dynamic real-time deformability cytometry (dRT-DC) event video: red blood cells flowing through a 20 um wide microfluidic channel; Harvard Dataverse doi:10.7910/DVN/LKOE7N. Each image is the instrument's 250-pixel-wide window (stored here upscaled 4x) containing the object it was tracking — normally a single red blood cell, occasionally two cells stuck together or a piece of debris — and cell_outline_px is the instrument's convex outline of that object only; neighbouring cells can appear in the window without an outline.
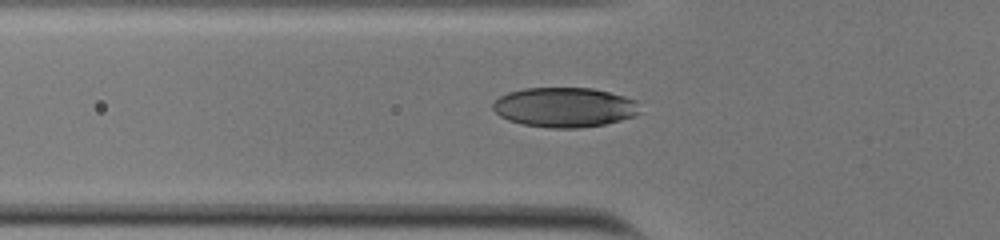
{"species": "human", "species_latin": "Homo sapiens", "temperature_condition": "cold", "stored_images_in_passage": 37, "camera_frame_rate_fps": 3000, "um_per_image_px": 0.085, "donor": {"sex": "male"}, "frame": {"image": 1, "passage_image": 2, "time_ms": 0.333, "image_size_px": [1000, 240], "cell_outline_px": [[640, 112], [636, 116], [604, 124], [580, 128], [548, 128], [524, 124], [508, 120], [500, 116], [492, 108], [492, 104], [500, 96], [508, 92], [524, 88], [592, 88], [624, 96], [636, 100]], "centroid_in_image_um": [47.98, 9.12], "position_along_channel_um": 77.8, "area_um2": 34.04}}
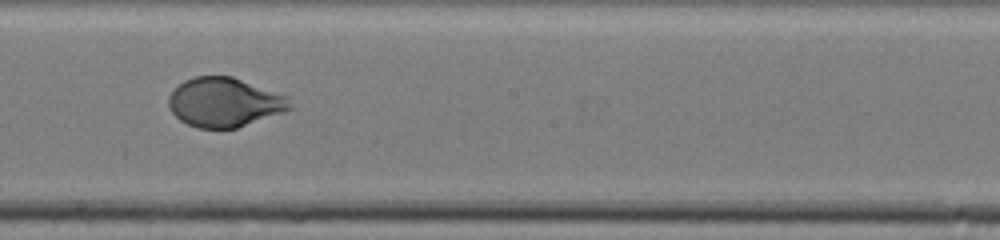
{"frame": {"image": 2, "passage_image": 14, "time_ms": 4.333, "image_size_px": [1000, 240], "cell_outline_px": [[296, 108], [236, 128], [196, 128], [180, 120], [172, 112], [168, 104], [168, 96], [184, 80], [196, 76], [232, 76], [288, 96]], "centroid_in_image_um": [19.12, 8.7], "position_along_channel_um": 229.1, "area_um2": 34.91}}
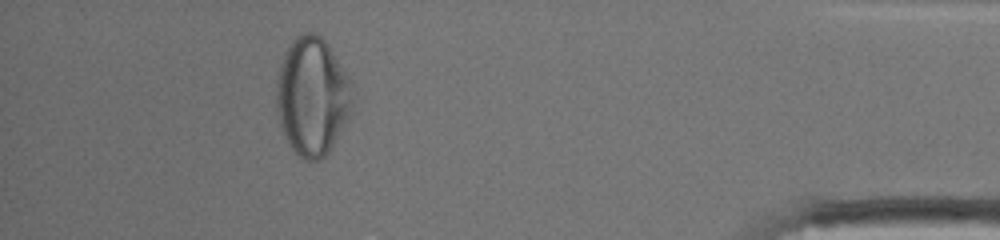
{"frame": {"image": 3, "passage_image": 32, "time_ms": 10.333, "image_size_px": [1000, 240], "cell_outline_px": [[352, 80], [348, 120], [328, 152], [320, 160], [304, 160], [288, 144], [284, 136], [276, 112], [276, 80], [280, 64], [284, 52], [292, 40], [296, 36], [304, 32], [312, 32], [320, 36], [328, 44]], "centroid_in_image_um": [26.51, 8.17], "position_along_channel_um": 408.7, "area_um2": 52.48}, "authors_computed_cell_mechanics": {"area_um2": 36.3562, "velocity_mm_per_s": 3.7841, "shape_relaxation_time_tau1_ms": 3.9007, "shape_relaxation_time_tau2_ms": null, "deformation_change_tau1": 0.1711, "deformation_change_tau2": null}}